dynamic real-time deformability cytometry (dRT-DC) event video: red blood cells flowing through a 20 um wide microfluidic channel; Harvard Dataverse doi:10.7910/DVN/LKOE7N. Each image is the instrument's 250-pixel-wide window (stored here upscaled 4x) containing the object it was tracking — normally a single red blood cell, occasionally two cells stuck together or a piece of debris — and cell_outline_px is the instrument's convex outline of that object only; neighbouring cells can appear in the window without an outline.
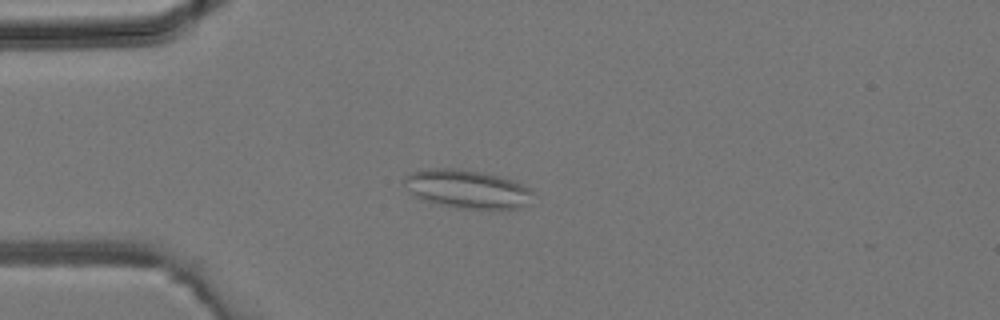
{"species": "common noctule bat (a hibernating species)", "species_latin": "Nyctalus noctula", "temperature_condition": "room temperature", "stored_images_in_passage": 43, "camera_frame_rate_fps": 3000, "um_per_image_px": 0.085, "animal": {"sex": "male", "body_mass_g": 19.2, "forearm_length_mm": 51.8}, "frame": {"image": 1, "passage_image": 11, "time_ms": 3.333, "image_size_px": [1000, 320], "cell_outline_px": [[532, 192], [528, 204], [520, 208], [456, 208], [428, 200], [416, 196], [404, 184], [404, 176], [412, 172], [428, 168], [452, 168], [476, 172], [496, 176], [512, 180], [528, 188]], "centroid_in_image_um": [39.69, 16.06], "position_along_channel_um": 45.3, "area_um2": 27.92}}
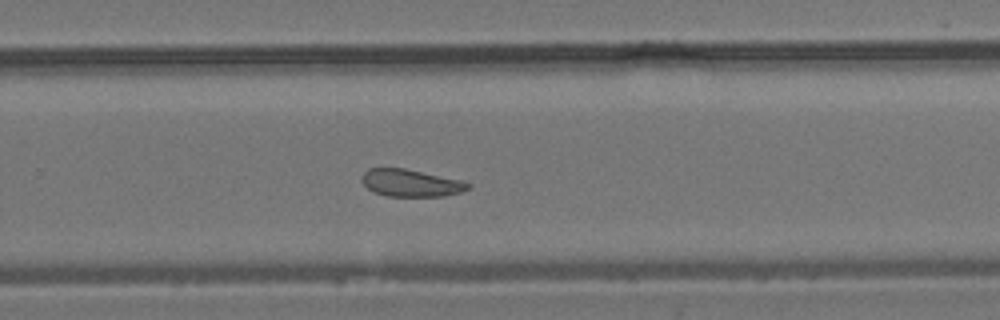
{"frame": {"image": 2, "passage_image": 28, "time_ms": 9.0, "image_size_px": [1000, 320], "cell_outline_px": [[472, 184], [468, 188], [460, 192], [444, 196], [388, 196], [372, 192], [364, 184], [360, 176], [368, 168], [404, 168], [460, 180]], "centroid_in_image_um": [34.88, 15.55], "position_along_channel_um": 294.9, "area_um2": 16.76}}
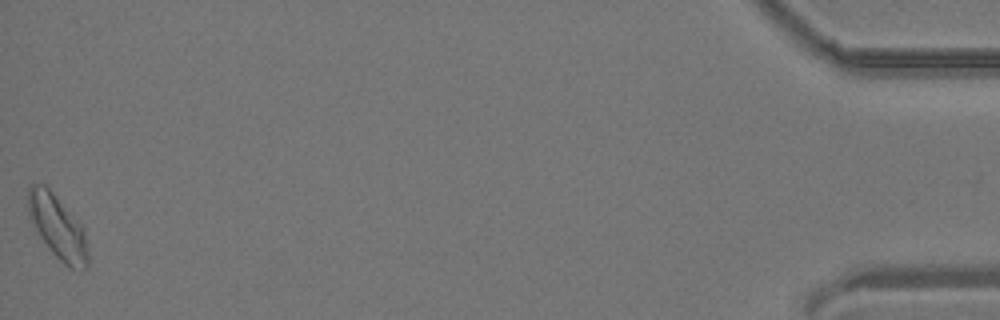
{"frame": {"image": 3, "passage_image": 43, "time_ms": 14.0, "image_size_px": [1000, 320], "cell_outline_px": [[88, 268], [68, 268], [52, 252], [40, 236], [28, 216], [28, 188], [32, 184], [44, 184], [52, 192], [84, 228], [88, 252]], "centroid_in_image_um": [4.9, 19.31], "position_along_channel_um": 430.3, "area_um2": 21.85}}